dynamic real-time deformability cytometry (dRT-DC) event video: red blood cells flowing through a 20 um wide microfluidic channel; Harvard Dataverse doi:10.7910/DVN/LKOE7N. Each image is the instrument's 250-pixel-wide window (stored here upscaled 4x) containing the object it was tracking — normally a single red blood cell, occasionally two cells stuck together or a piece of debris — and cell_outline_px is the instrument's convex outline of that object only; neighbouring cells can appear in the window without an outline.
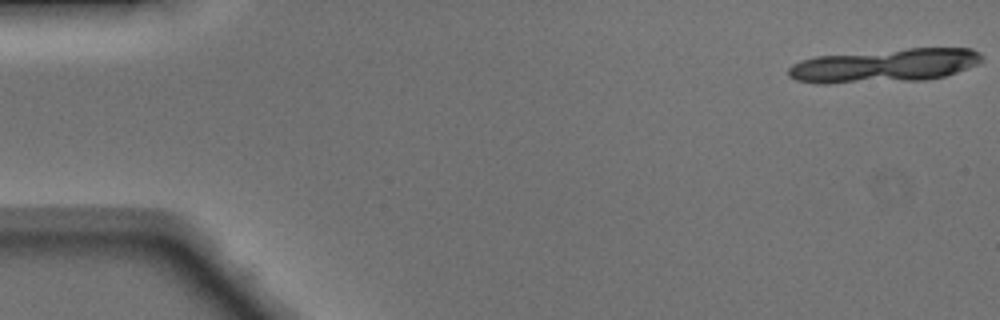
{"species": "Egyptian fruit bat (a non-hibernating species)", "species_latin": "Rousettus aegyptiacus", "temperature_condition": "warm", "stored_images_in_passage": 13, "camera_frame_rate_fps": 3000, "um_per_image_px": 0.085, "animal": {"sex": "male"}, "frame": {"image": 1, "passage_image": 1, "time_ms": 0.0, "image_size_px": [1000, 320], "cell_outline_px": [[984, 60], [976, 64], [956, 72], [944, 76], [924, 80], [828, 84], [816, 84], [796, 80], [788, 76], [788, 68], [792, 64], [800, 60], [816, 56], [908, 48], [972, 48], [980, 52], [984, 56]], "centroid_in_image_um": [75.16, 5.58], "position_along_channel_um": 9.8, "area_um2": 38.21}}